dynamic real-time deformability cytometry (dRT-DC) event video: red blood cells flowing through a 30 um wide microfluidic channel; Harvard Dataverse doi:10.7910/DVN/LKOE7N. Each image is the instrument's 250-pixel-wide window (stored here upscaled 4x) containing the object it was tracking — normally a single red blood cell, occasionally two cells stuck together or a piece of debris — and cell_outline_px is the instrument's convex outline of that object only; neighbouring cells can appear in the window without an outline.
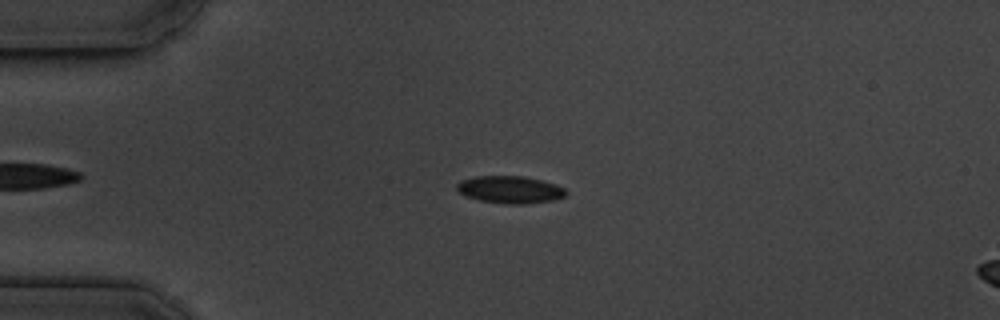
{"species": "common noctule bat (a hibernating species)", "species_latin": "Nyctalus noctula", "temperature_condition": "cold", "stored_images_in_passage": 50, "camera_frame_rate_fps": 3000, "um_per_image_px": 0.085, "animal": {"sex": "male", "body_mass_g": 19.5, "forearm_length_mm": 54.6}, "frame": {"image": 1, "passage_image": 13, "time_ms": 4.0, "image_size_px": [1000, 320], "cell_outline_px": [[568, 192], [564, 196], [552, 200], [524, 204], [504, 204], [480, 200], [464, 196], [456, 188], [456, 184], [460, 180], [476, 176], [524, 176], [556, 184], [564, 188]], "centroid_in_image_um": [43.33, 16.11], "position_along_channel_um": 41.7, "area_um2": 17.4}}
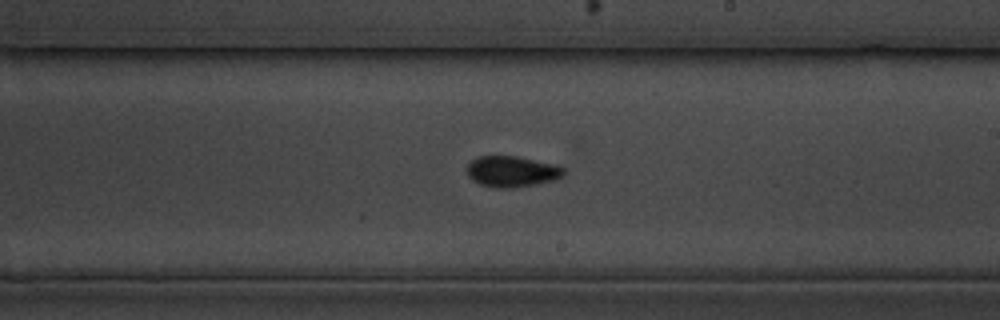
{"frame": {"image": 2, "passage_image": 32, "time_ms": 10.333, "image_size_px": [1000, 320], "cell_outline_px": [[568, 172], [564, 176], [556, 180], [516, 188], [496, 188], [480, 184], [472, 180], [468, 176], [468, 164], [476, 156], [516, 156], [556, 164], [564, 168]], "centroid_in_image_um": [43.56, 14.58], "position_along_channel_um": 245.4, "area_um2": 17.74}}
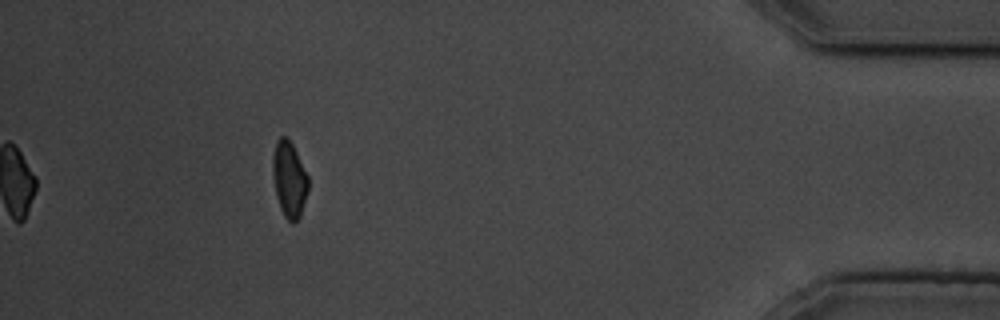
{"frame": {"image": 3, "passage_image": 50, "time_ms": 16.333, "image_size_px": [1000, 320], "cell_outline_px": [[308, 192], [300, 216], [292, 224], [284, 216], [280, 208], [276, 196], [272, 176], [272, 156], [276, 140], [280, 136], [288, 136], [308, 176]], "centroid_in_image_um": [24.56, 15.23], "position_along_channel_um": 410.6, "area_um2": 15.9}, "authors_computed_cell_mechanics": {"area_um2": 16.7331, "velocity_mm_per_s": 3.6373, "shape_relaxation_time_tau1_ms": 2.7997, "shape_relaxation_time_tau2_ms": 2.9521, "deformation_change_tau1": 0.0979, "deformation_change_tau2": 0.0872}}